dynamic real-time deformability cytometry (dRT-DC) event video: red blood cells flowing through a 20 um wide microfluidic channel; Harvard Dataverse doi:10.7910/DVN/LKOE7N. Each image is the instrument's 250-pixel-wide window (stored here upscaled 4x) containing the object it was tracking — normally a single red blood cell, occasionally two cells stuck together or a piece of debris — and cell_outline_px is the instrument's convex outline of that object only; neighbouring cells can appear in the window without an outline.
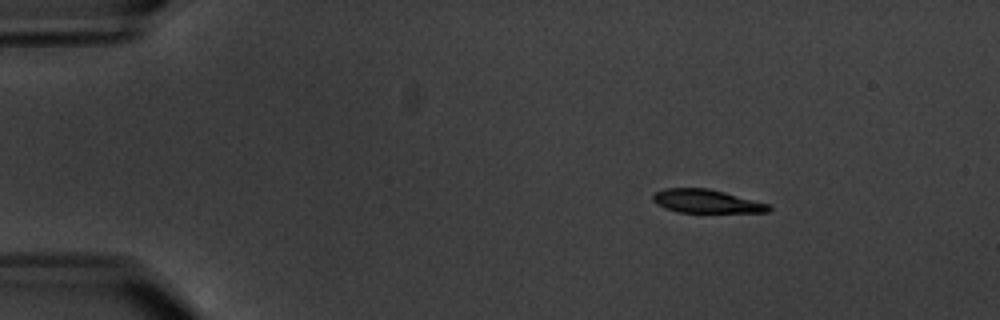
{"species": "common noctule bat (a hibernating species)", "species_latin": "Nyctalus noctula", "temperature_condition": "warm", "stored_images_in_passage": 5, "camera_frame_rate_fps": 3000, "um_per_image_px": 0.085, "animal": {"sex": "male", "body_mass_g": 20.1, "forearm_length_mm": 53.5}, "frame": {"image": 1, "passage_image": 3, "time_ms": 2.333, "image_size_px": [1000, 320], "cell_outline_px": [[772, 208], [768, 212], [680, 212], [664, 208], [656, 204], [652, 200], [652, 196], [656, 192], [664, 188], [708, 188], [724, 192], [768, 204]], "centroid_in_image_um": [60.0, 17.1], "position_along_channel_um": 25.0, "area_um2": 15.66}}